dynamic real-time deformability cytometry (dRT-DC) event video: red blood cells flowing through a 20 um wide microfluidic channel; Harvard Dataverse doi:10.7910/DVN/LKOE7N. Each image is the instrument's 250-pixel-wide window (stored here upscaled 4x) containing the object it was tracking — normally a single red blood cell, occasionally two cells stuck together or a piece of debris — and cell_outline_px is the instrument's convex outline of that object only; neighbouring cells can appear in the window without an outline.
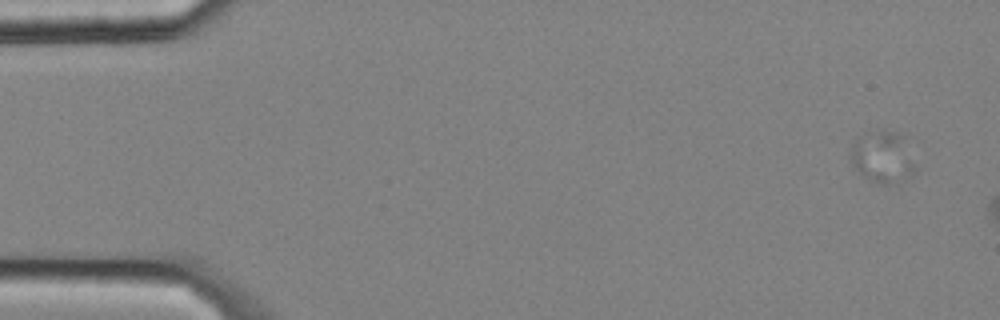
{"species": "common noctule bat (a hibernating species)", "species_latin": "Nyctalus noctula", "temperature_condition": "cold", "stored_images_in_passage": 2, "camera_frame_rate_fps": 3000, "um_per_image_px": 0.085, "animal": {"sex": "male", "body_mass_g": 20.4}, "frame": {"image": 1, "passage_image": 1, "time_ms": 0.0, "image_size_px": [1000, 320], "cell_outline_px": [[916, 172], [896, 184], [876, 184], [868, 180], [852, 164], [852, 144], [856, 140], [876, 128], [884, 128], [900, 132], [908, 136], [916, 168]], "centroid_in_image_um": [75.12, 13.3], "position_along_channel_um": 9.9, "area_um2": 20.29}}